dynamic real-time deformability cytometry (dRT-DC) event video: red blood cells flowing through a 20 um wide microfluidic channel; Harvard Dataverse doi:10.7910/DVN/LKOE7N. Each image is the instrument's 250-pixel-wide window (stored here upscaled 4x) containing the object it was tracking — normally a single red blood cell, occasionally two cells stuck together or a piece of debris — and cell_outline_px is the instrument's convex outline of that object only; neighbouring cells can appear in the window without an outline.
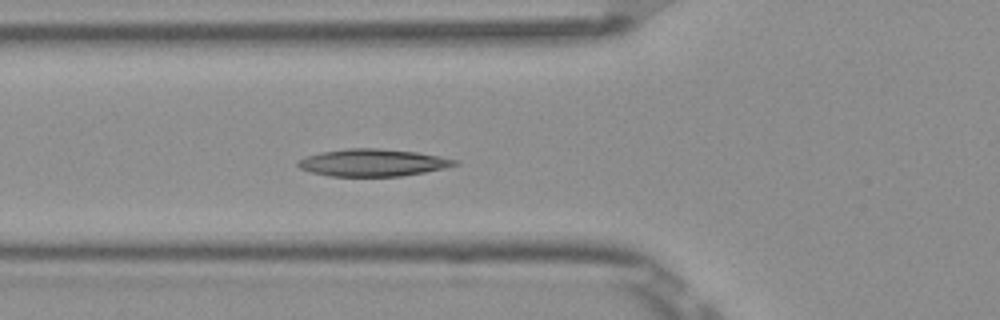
{"species": "Egyptian fruit bat (a non-hibernating species)", "species_latin": "Rousettus aegyptiacus", "temperature_condition": "room temperature", "stored_images_in_passage": 6, "segment_of_instrument_passage": [1, 2], "camera_frame_rate_fps": 3000, "um_per_image_px": 0.085, "frame": {"image": 1, "passage_image": 5, "time_ms": 1.333, "image_size_px": [1000, 320], "cell_outline_px": [[460, 164], [444, 168], [424, 172], [400, 176], [332, 176], [312, 172], [300, 168], [296, 164], [304, 156], [320, 152], [348, 148], [376, 148], [416, 152], [440, 156], [456, 160]], "centroid_in_image_um": [31.68, 13.82], "position_along_channel_um": 94.1, "area_um2": 24.74}}